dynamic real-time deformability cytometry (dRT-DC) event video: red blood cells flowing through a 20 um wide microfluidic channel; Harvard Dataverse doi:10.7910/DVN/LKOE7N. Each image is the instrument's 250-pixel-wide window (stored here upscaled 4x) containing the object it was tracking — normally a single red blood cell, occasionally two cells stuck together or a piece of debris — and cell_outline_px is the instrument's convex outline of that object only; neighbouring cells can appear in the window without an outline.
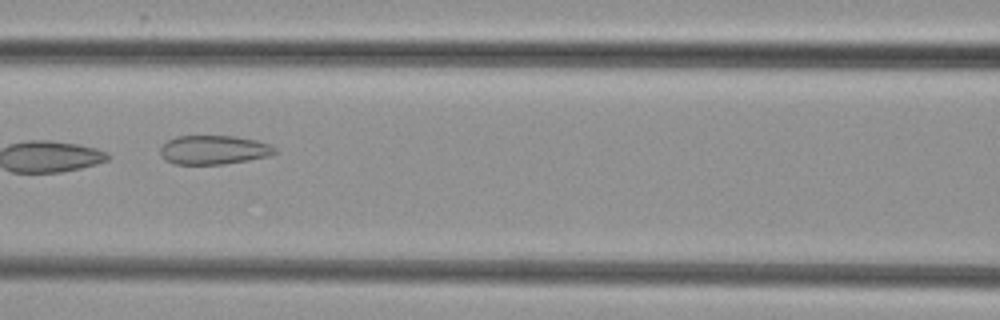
{"species": "common noctule bat (a hibernating species)", "species_latin": "Nyctalus noctula", "temperature_condition": "cold", "stored_images_in_passage": 8, "camera_frame_rate_fps": 3000, "um_per_image_px": 0.085, "animal": {"sex": "female", "body_mass_g": 29.2, "forearm_length_mm": 56.3}, "frame": {"image": 1, "passage_image": 7, "time_ms": 7.0, "image_size_px": [1000, 320], "cell_outline_px": [[280, 152], [272, 156], [224, 164], [176, 164], [164, 160], [160, 156], [160, 148], [168, 140], [176, 136], [236, 136], [256, 140], [272, 144]], "centroid_in_image_um": [18.22, 12.74], "position_along_channel_um": 148.4, "area_um2": 19.71}}
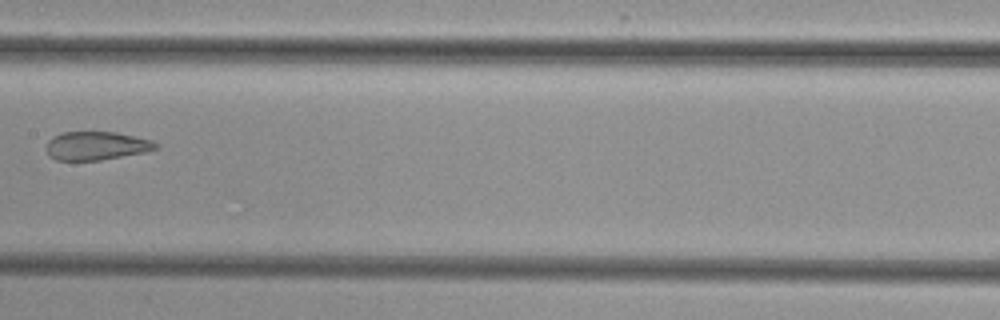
{"frame": {"image": 2, "passage_image": 8, "time_ms": 8.333, "image_size_px": [1000, 320], "cell_outline_px": [[160, 148], [144, 152], [100, 160], [56, 160], [48, 156], [44, 148], [48, 140], [52, 136], [60, 132], [116, 132], [136, 136], [152, 140], [160, 144]], "centroid_in_image_um": [8.17, 12.38], "position_along_channel_um": 199.2, "area_um2": 18.5}}